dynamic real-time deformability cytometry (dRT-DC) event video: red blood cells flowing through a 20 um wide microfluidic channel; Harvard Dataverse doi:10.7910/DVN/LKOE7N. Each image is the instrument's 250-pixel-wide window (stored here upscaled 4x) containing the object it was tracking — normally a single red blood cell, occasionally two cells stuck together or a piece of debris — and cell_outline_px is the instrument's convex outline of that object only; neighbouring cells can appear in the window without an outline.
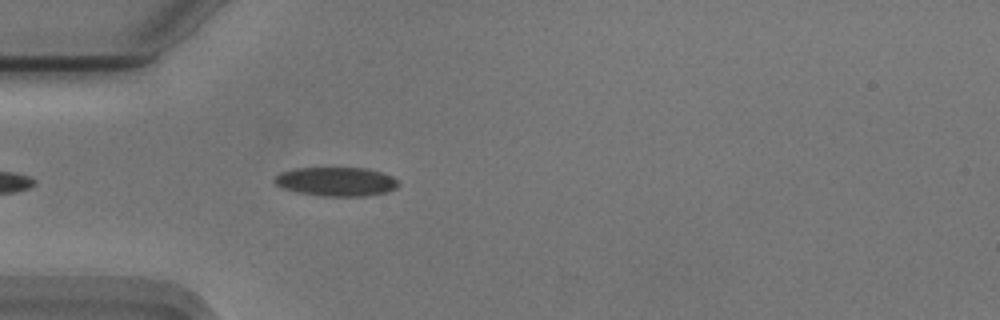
{"species": "Egyptian fruit bat (a non-hibernating species)", "species_latin": "Rousettus aegyptiacus", "temperature_condition": "cold", "stored_images_in_passage": 18, "camera_frame_rate_fps": 3000, "um_per_image_px": 0.085, "animal": {"sex": "male"}, "frame": {"image": 1, "passage_image": 5, "time_ms": 1.333, "image_size_px": [1000, 320], "cell_outline_px": [[400, 184], [396, 188], [388, 192], [368, 196], [320, 196], [296, 192], [284, 188], [276, 184], [272, 180], [280, 172], [296, 168], [368, 168], [392, 176]], "centroid_in_image_um": [28.59, 15.44], "position_along_channel_um": 56.4, "area_um2": 21.04}}
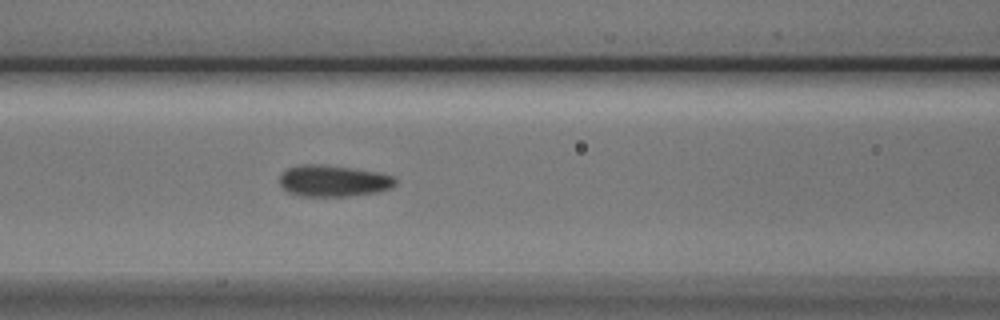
{"frame": {"image": 2, "passage_image": 12, "time_ms": 3.667, "image_size_px": [1000, 320], "cell_outline_px": [[396, 184], [392, 188], [376, 192], [348, 196], [300, 196], [288, 192], [280, 184], [280, 176], [288, 168], [300, 164], [320, 164], [352, 168], [380, 172], [392, 176], [396, 180]], "centroid_in_image_um": [28.35, 15.37], "position_along_channel_um": 138.3, "area_um2": 21.21}}
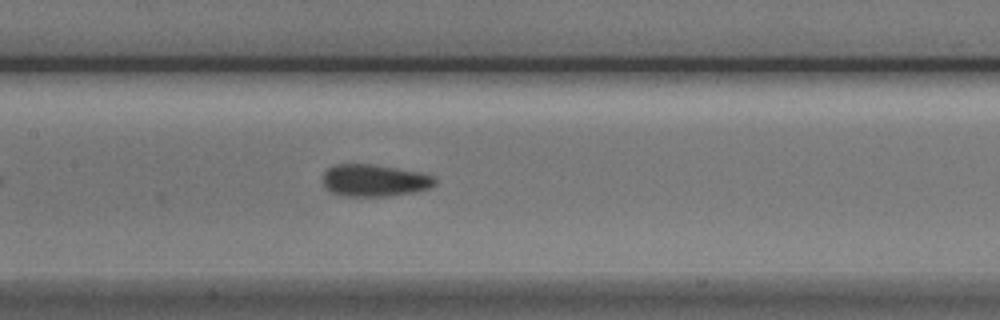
{"frame": {"image": 3, "passage_image": 15, "time_ms": 4.667, "image_size_px": [1000, 320], "cell_outline_px": [[436, 184], [428, 188], [416, 192], [388, 196], [344, 196], [328, 192], [324, 188], [320, 180], [324, 172], [332, 164], [372, 164], [424, 172], [436, 176]], "centroid_in_image_um": [31.8, 15.33], "position_along_channel_um": 175.6, "area_um2": 21.62}}